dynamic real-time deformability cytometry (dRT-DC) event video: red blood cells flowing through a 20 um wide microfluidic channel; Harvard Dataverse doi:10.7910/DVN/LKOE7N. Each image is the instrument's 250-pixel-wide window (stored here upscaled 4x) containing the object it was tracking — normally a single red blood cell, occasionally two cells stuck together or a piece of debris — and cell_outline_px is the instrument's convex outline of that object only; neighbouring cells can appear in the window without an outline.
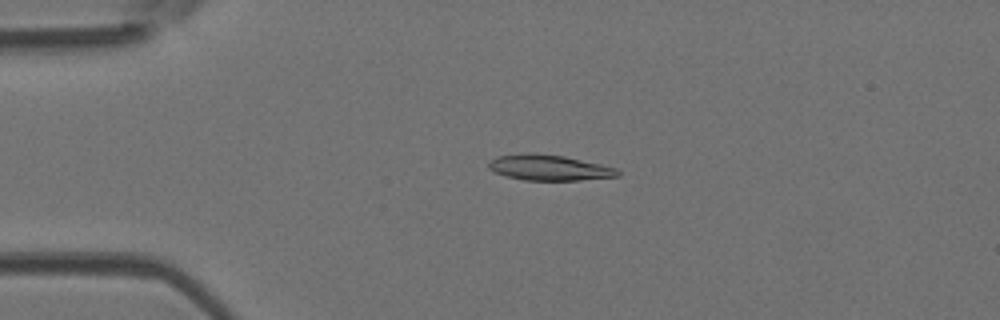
{"species": "Egyptian fruit bat (a non-hibernating species)", "species_latin": "Rousettus aegyptiacus", "temperature_condition": "room temperature", "stored_images_in_passage": 43, "camera_frame_rate_fps": 3000, "um_per_image_px": 0.085, "animal": {"sex": "female"}, "frame": {"image": 1, "passage_image": 6, "time_ms": 1.667, "image_size_px": [1000, 320], "cell_outline_px": [[620, 176], [580, 180], [524, 180], [508, 176], [496, 172], [488, 168], [488, 160], [496, 156], [528, 152], [536, 152], [564, 156], [600, 164], [616, 168], [620, 172]], "centroid_in_image_um": [46.65, 14.23], "position_along_channel_um": 38.3, "area_um2": 19.36}}
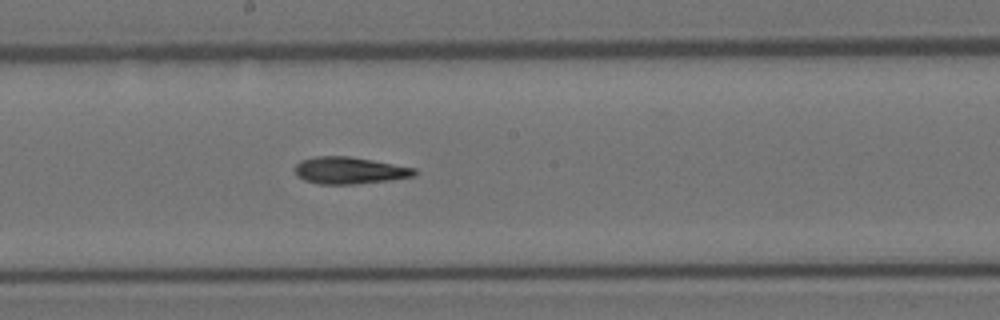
{"frame": {"image": 2, "passage_image": 21, "time_ms": 6.667, "image_size_px": [1000, 320], "cell_outline_px": [[416, 176], [392, 180], [356, 184], [320, 184], [304, 180], [296, 176], [296, 164], [300, 160], [316, 156], [348, 156], [372, 160], [416, 168]], "centroid_in_image_um": [29.72, 14.49], "position_along_channel_um": 218.5, "area_um2": 18.84}}
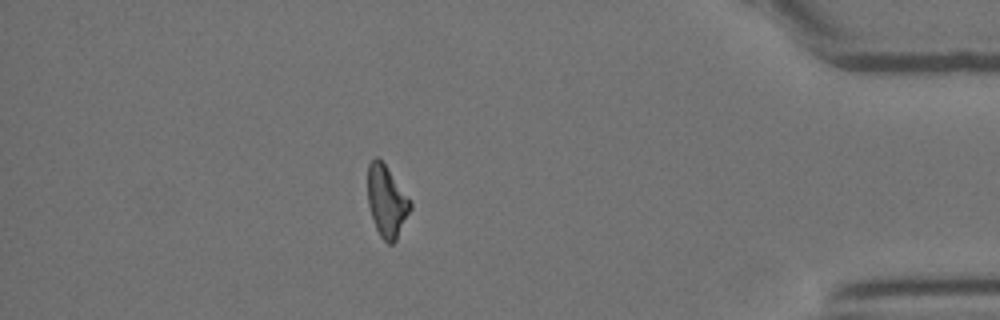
{"frame": {"image": 3, "passage_image": 37, "time_ms": 12.0, "image_size_px": [1000, 320], "cell_outline_px": [[412, 208], [396, 240], [392, 244], [388, 244], [380, 236], [376, 228], [368, 204], [368, 164], [376, 156], [384, 164], [412, 204]], "centroid_in_image_um": [32.86, 17.15], "position_along_channel_um": 402.3, "area_um2": 17.28}, "authors_computed_cell_mechanics": {"area_um2": 18.5538, "velocity_mm_per_s": 4.2296, "shape_relaxation_time_tau1_ms": null, "shape_relaxation_time_tau2_ms": 8.28, "deformation_change_tau1": null, "deformation_change_tau2": 0.1909}}